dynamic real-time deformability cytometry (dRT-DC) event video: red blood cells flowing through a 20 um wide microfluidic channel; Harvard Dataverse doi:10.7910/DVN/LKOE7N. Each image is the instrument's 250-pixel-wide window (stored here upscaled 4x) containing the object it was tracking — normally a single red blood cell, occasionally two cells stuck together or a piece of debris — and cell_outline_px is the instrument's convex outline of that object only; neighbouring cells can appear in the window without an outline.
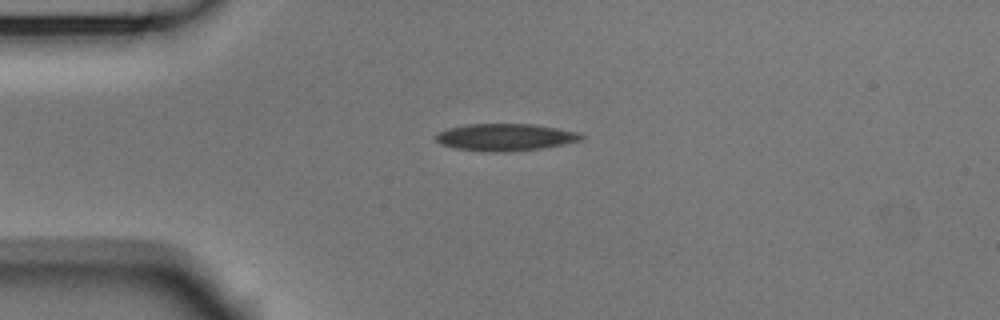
{"species": "Egyptian fruit bat (a non-hibernating species)", "species_latin": "Rousettus aegyptiacus", "temperature_condition": "room temperature", "stored_images_in_passage": 35, "camera_frame_rate_fps": 3000, "um_per_image_px": 0.085, "animal": {"sex": "male"}, "frame": {"image": 1, "passage_image": 1, "time_ms": 0.0, "image_size_px": [1000, 320], "cell_outline_px": [[584, 136], [580, 140], [564, 144], [544, 148], [504, 152], [492, 152], [456, 148], [440, 144], [436, 140], [436, 132], [448, 128], [468, 124], [532, 124], [580, 132]], "centroid_in_image_um": [42.94, 11.66], "position_along_channel_um": 42.1, "area_um2": 22.95}}
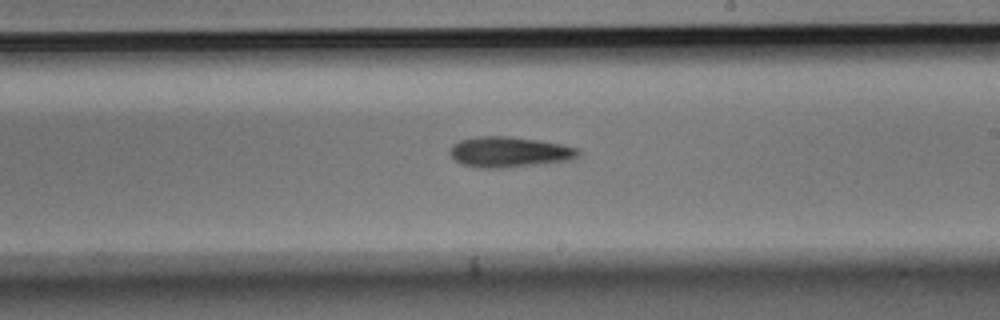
{"frame": {"image": 2, "passage_image": 19, "time_ms": 6.0, "image_size_px": [1000, 320], "cell_outline_px": [[580, 152], [572, 160], [500, 168], [480, 168], [464, 164], [456, 160], [448, 152], [452, 144], [460, 140], [476, 136], [512, 136], [540, 140], [560, 144], [576, 148]], "centroid_in_image_um": [43.26, 12.9], "position_along_channel_um": 245.7, "area_um2": 22.72}}
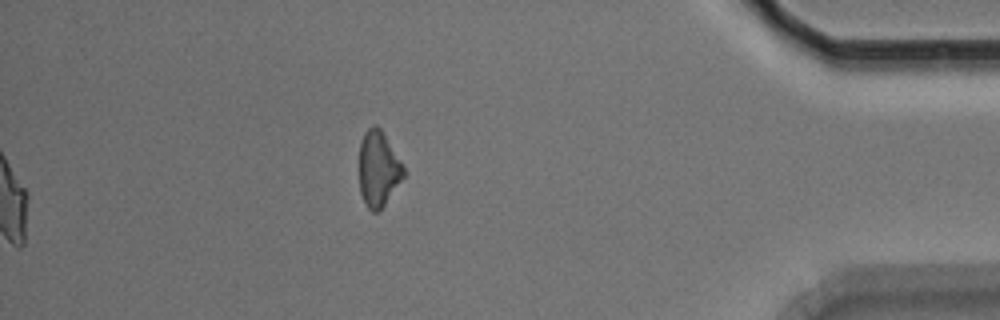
{"frame": {"image": 3, "passage_image": 35, "time_ms": 11.333, "image_size_px": [1000, 320], "cell_outline_px": [[404, 176], [384, 204], [376, 212], [372, 212], [368, 208], [360, 192], [360, 140], [364, 132], [372, 124], [376, 124], [384, 132], [404, 164]], "centroid_in_image_um": [32.17, 14.28], "position_along_channel_um": 403.0, "area_um2": 19.54}, "authors_computed_cell_mechanics": {"area_um2": 21.9062, "velocity_mm_per_s": 3.7486, "shape_relaxation_time_tau1_ms": 2.6086, "shape_relaxation_time_tau2_ms": null, "deformation_change_tau1": 0.1015, "deformation_change_tau2": null}}